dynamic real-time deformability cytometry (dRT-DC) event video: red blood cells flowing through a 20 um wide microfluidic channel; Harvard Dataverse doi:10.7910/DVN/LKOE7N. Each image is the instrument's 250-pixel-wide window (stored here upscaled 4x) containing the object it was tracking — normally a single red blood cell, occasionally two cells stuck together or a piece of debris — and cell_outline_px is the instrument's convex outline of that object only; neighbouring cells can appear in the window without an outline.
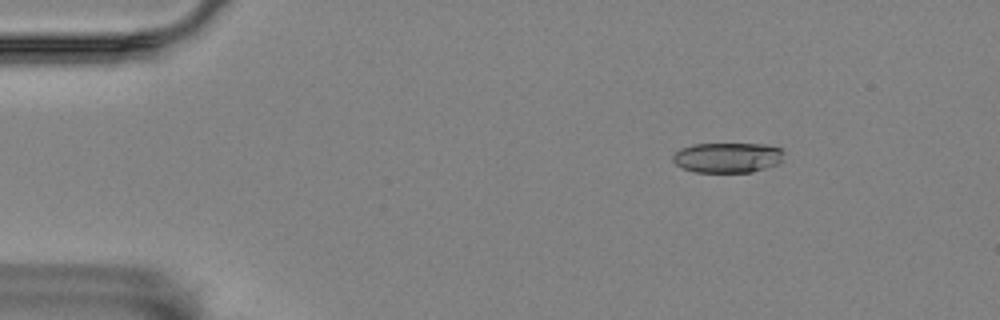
{"species": "Egyptian fruit bat (a non-hibernating species)", "species_latin": "Rousettus aegyptiacus", "temperature_condition": "room temperature", "stored_images_in_passage": 58, "segment_of_instrument_passage": [1, 2], "camera_frame_rate_fps": 3000, "um_per_image_px": 0.085, "animal": {"sex": "female"}, "frame": {"image": 1, "passage_image": 8, "time_ms": 2.333, "image_size_px": [1000, 320], "cell_outline_px": [[784, 160], [780, 164], [752, 172], [696, 172], [684, 168], [676, 164], [672, 160], [672, 156], [680, 148], [692, 144], [764, 144], [780, 148], [784, 152]], "centroid_in_image_um": [61.88, 13.39], "position_along_channel_um": 23.1, "area_um2": 19.71}}
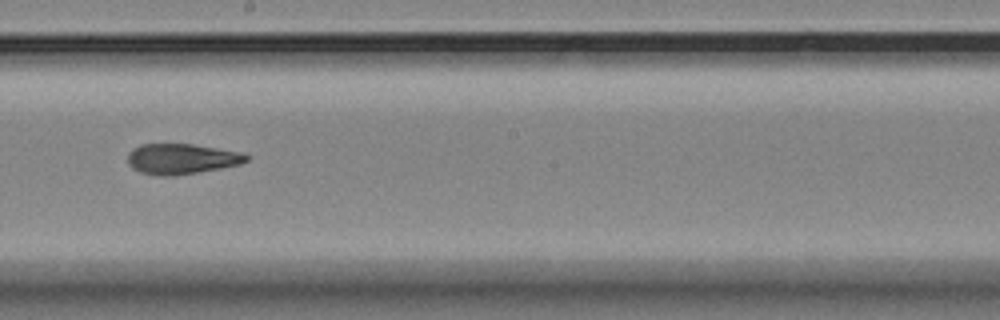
{"frame": {"image": 2, "passage_image": 32, "time_ms": 10.333, "image_size_px": [1000, 320], "cell_outline_px": [[248, 160], [240, 164], [220, 168], [176, 176], [160, 176], [140, 172], [132, 168], [128, 164], [128, 152], [132, 148], [140, 144], [192, 144], [240, 152], [248, 156]], "centroid_in_image_um": [15.38, 13.51], "position_along_channel_um": 232.8, "area_um2": 21.04}}
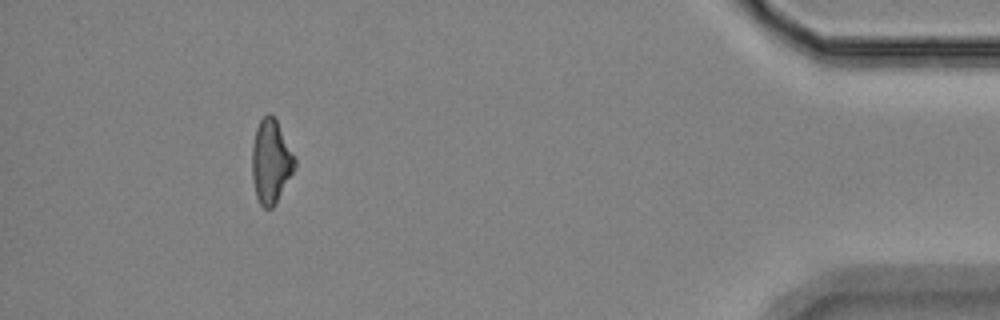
{"frame": {"image": 3, "passage_image": 52, "time_ms": 17.0, "image_size_px": [1000, 320], "cell_outline_px": [[296, 168], [276, 204], [272, 208], [264, 208], [260, 204], [256, 196], [252, 180], [252, 144], [256, 128], [260, 120], [268, 112], [272, 112], [296, 160]], "centroid_in_image_um": [23.02, 13.75], "position_along_channel_um": 412.2, "area_um2": 20.98}}